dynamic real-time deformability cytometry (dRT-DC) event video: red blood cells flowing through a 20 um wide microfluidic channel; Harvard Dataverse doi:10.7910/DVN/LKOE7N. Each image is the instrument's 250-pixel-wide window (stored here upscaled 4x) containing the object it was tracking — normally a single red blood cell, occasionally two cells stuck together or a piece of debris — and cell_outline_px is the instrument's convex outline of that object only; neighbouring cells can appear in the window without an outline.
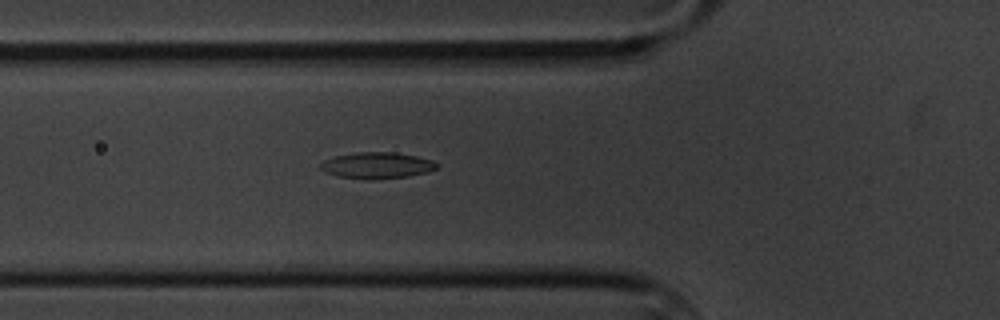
{"species": "common noctule bat (a hibernating species)", "species_latin": "Nyctalus noctula", "temperature_condition": "cold", "stored_images_in_passage": 6, "camera_frame_rate_fps": 3000, "um_per_image_px": 0.085, "animal": {"sex": "male", "body_mass_g": 20.1, "forearm_length_mm": 53.5}, "frame": {"image": 1, "passage_image": 6, "time_ms": 5.667, "image_size_px": [1000, 320], "cell_outline_px": [[440, 164], [436, 168], [428, 172], [408, 176], [368, 180], [340, 176], [324, 172], [320, 168], [320, 164], [324, 160], [336, 156], [356, 152], [392, 152], [416, 156], [432, 160]], "centroid_in_image_um": [32.05, 14.06], "position_along_channel_um": 93.8, "area_um2": 17.74}}